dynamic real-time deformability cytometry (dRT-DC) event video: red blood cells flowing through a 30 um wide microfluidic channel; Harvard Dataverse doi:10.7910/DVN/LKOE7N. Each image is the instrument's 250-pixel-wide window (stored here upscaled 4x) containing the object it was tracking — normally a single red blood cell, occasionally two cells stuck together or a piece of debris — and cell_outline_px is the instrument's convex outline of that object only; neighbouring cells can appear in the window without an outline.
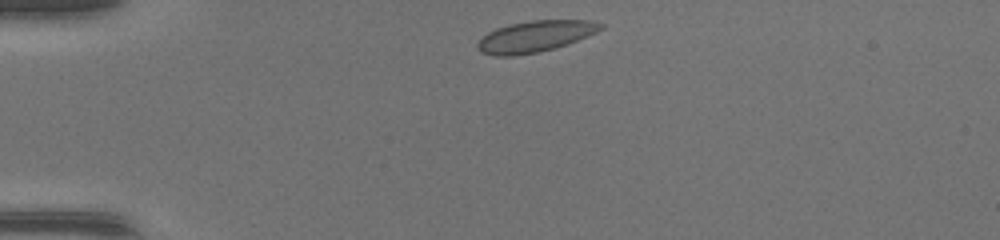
{"species": "common noctule bat (a hibernating species)", "species_latin": "Nyctalus noctula", "temperature_condition": "warm", "stored_images_in_passage": 37, "camera_frame_rate_fps": 3000, "um_per_image_px": 0.085, "animal": {"sex": "female", "body_mass_g": 17.0, "forearm_length_mm": 48.0}, "frame": {"image": 1, "passage_image": 1, "time_ms": 0.0, "image_size_px": [1000, 240], "cell_outline_px": [[604, 28], [588, 36], [568, 44], [536, 52], [512, 56], [496, 56], [480, 52], [476, 48], [476, 44], [488, 32], [496, 28], [508, 24], [532, 20], [592, 20], [604, 24]], "centroid_in_image_um": [45.49, 3.08], "position_along_channel_um": 39.5, "area_um2": 22.43}}
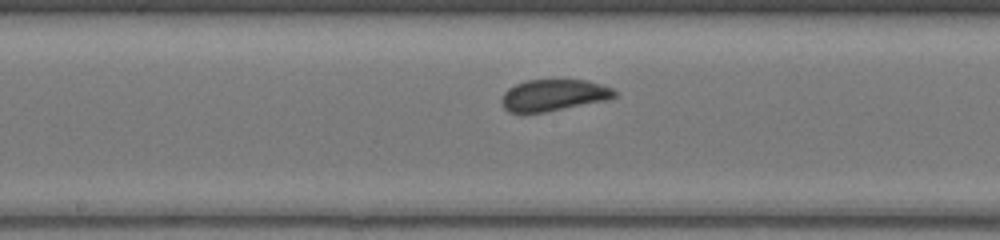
{"frame": {"image": 2, "passage_image": 15, "time_ms": 4.667, "image_size_px": [1000, 240], "cell_outline_px": [[616, 96], [608, 100], [544, 112], [508, 112], [500, 104], [500, 100], [504, 92], [508, 88], [516, 84], [528, 80], [588, 80], [612, 88], [616, 92]], "centroid_in_image_um": [47.04, 8.09], "position_along_channel_um": 201.2, "area_um2": 20.75}}
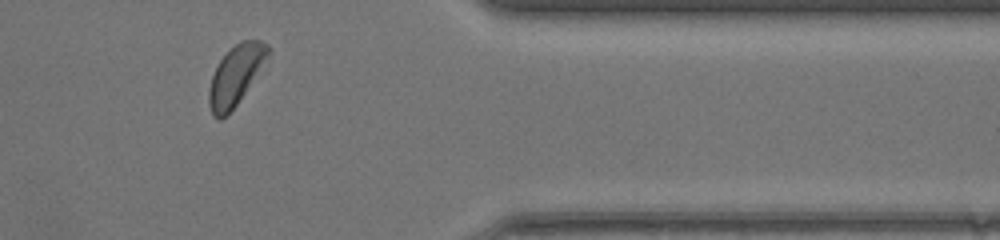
{"frame": {"image": 3, "passage_image": 29, "time_ms": 9.333, "image_size_px": [1000, 240], "cell_outline_px": [[272, 52], [236, 104], [220, 120], [212, 116], [208, 104], [208, 88], [212, 76], [220, 60], [240, 40], [260, 40], [268, 44], [272, 48]], "centroid_in_image_um": [20.04, 6.37], "position_along_channel_um": 391.4, "area_um2": 20.17}}